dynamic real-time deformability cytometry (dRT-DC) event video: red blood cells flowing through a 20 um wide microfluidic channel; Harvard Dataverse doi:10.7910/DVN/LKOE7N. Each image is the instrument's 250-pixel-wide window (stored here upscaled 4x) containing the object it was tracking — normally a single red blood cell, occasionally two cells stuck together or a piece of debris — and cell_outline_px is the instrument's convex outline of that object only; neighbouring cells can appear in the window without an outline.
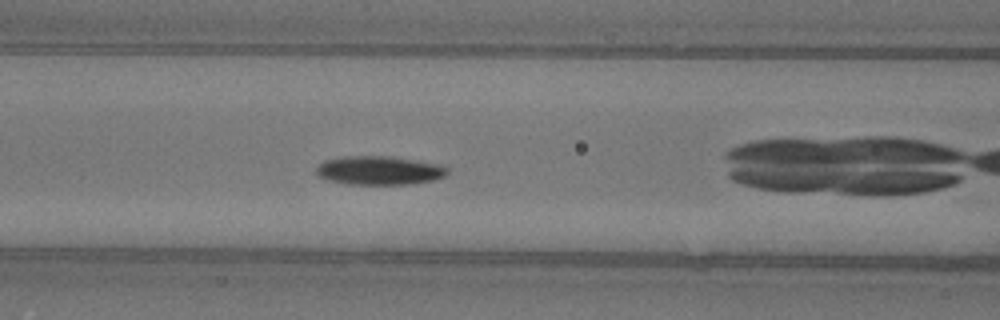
{"species": "common noctule bat (a hibernating species)", "species_latin": "Nyctalus noctula", "temperature_condition": "warm", "stored_images_in_passage": 37, "camera_frame_rate_fps": 3000, "um_per_image_px": 0.085, "animal": {"sex": "female"}, "frame": {"image": 1, "passage_image": 6, "time_ms": 1.667, "image_size_px": [1000, 320], "cell_outline_px": [[448, 172], [444, 176], [432, 180], [408, 184], [348, 184], [328, 180], [320, 176], [316, 172], [316, 164], [324, 160], [344, 156], [388, 156], [440, 164], [448, 168]], "centroid_in_image_um": [32.2, 14.48], "position_along_channel_um": 134.4, "area_um2": 21.91}, "authors_computed_cell_mechanics": {"area_um2": 21.4438, "velocity_mm_per_s": 4.0106, "shape_relaxation_time_tau1_ms": 3.2576, "shape_relaxation_time_tau2_ms": null, "deformation_change_tau1": 0.148, "deformation_change_tau2": null}}